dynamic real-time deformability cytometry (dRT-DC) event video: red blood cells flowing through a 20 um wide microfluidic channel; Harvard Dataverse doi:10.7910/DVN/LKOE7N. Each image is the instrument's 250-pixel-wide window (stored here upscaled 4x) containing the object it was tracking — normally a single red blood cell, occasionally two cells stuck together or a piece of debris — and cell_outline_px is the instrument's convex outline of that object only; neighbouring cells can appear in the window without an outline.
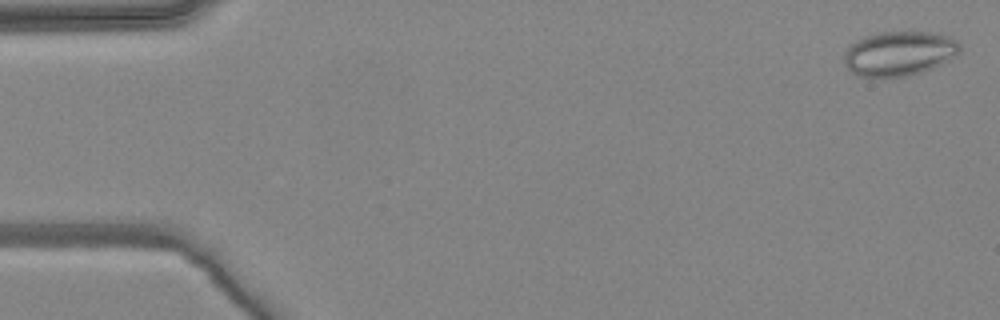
{"species": "common noctule bat (a hibernating species)", "species_latin": "Nyctalus noctula", "temperature_condition": "warm", "stored_images_in_passage": 5, "camera_frame_rate_fps": 3000, "um_per_image_px": 0.085, "animal": {"sex": "female", "body_mass_g": 24.6, "forearm_length_mm": 56.2}, "frame": {"image": 1, "passage_image": 1, "time_ms": 0.0, "image_size_px": [1000, 320], "cell_outline_px": [[960, 52], [940, 64], [932, 68], [920, 72], [904, 76], [856, 76], [844, 64], [844, 52], [856, 40], [876, 32], [912, 28], [936, 32], [948, 36], [956, 40], [960, 44]], "centroid_in_image_um": [76.44, 4.47], "position_along_channel_um": 8.6, "area_um2": 30.69}}